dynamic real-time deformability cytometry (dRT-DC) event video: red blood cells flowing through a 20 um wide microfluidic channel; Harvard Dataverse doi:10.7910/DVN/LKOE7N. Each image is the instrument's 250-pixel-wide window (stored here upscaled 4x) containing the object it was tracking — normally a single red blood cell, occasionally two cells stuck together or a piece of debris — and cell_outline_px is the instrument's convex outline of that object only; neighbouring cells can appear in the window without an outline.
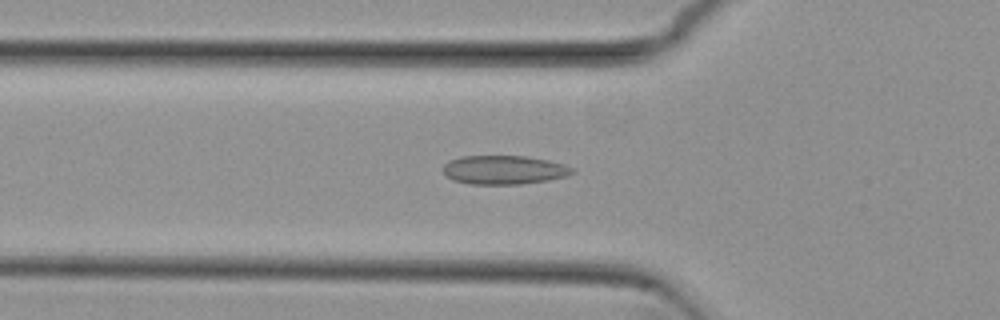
{"species": "common noctule bat (a hibernating species)", "species_latin": "Nyctalus noctula", "temperature_condition": "cold", "stored_images_in_passage": 44, "camera_frame_rate_fps": 3000, "um_per_image_px": 0.085, "animal": {"sex": "female", "body_mass_g": 29.2, "forearm_length_mm": 56.3}, "frame": {"image": 1, "passage_image": 11, "time_ms": 3.333, "image_size_px": [1000, 320], "cell_outline_px": [[576, 172], [568, 176], [548, 180], [520, 184], [468, 184], [452, 180], [444, 176], [444, 164], [448, 160], [460, 156], [524, 156], [548, 160], [564, 164], [576, 168]], "centroid_in_image_um": [42.85, 14.44], "position_along_channel_um": 83.0, "area_um2": 22.02}}
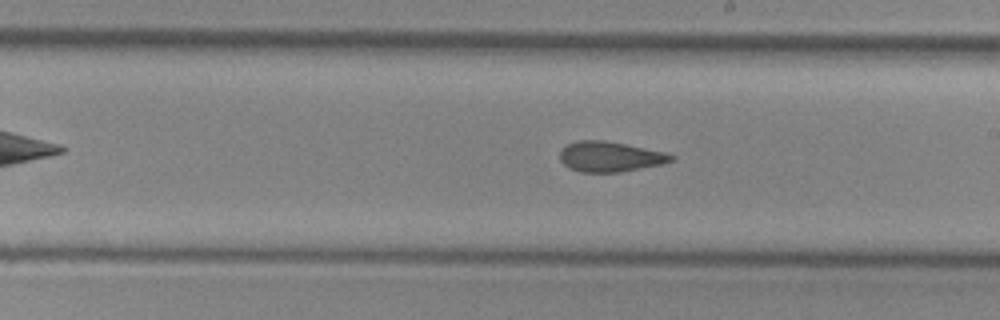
{"frame": {"image": 2, "passage_image": 23, "time_ms": 7.333, "image_size_px": [1000, 320], "cell_outline_px": [[676, 160], [664, 164], [620, 172], [580, 172], [568, 168], [560, 160], [560, 148], [576, 140], [604, 140], [664, 152], [676, 156]], "centroid_in_image_um": [51.85, 13.32], "position_along_channel_um": 237.2, "area_um2": 19.77}}
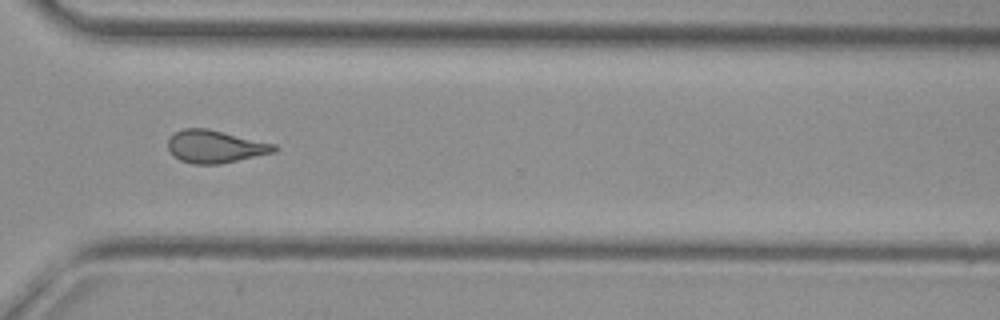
{"frame": {"image": 3, "passage_image": 32, "time_ms": 10.333, "image_size_px": [1000, 320], "cell_outline_px": [[280, 148], [276, 152], [220, 164], [192, 164], [180, 160], [168, 148], [168, 140], [172, 132], [184, 128], [208, 128], [276, 144]], "centroid_in_image_um": [18.32, 12.45], "position_along_channel_um": 352.3, "area_um2": 20.4}, "authors_computed_cell_mechanics": {"area_um2": 20.2878, "velocity_mm_per_s": 3.838, "shape_relaxation_time_tau1_ms": null, "shape_relaxation_time_tau2_ms": 2.4515, "deformation_change_tau1": null, "deformation_change_tau2": 0.0721}}